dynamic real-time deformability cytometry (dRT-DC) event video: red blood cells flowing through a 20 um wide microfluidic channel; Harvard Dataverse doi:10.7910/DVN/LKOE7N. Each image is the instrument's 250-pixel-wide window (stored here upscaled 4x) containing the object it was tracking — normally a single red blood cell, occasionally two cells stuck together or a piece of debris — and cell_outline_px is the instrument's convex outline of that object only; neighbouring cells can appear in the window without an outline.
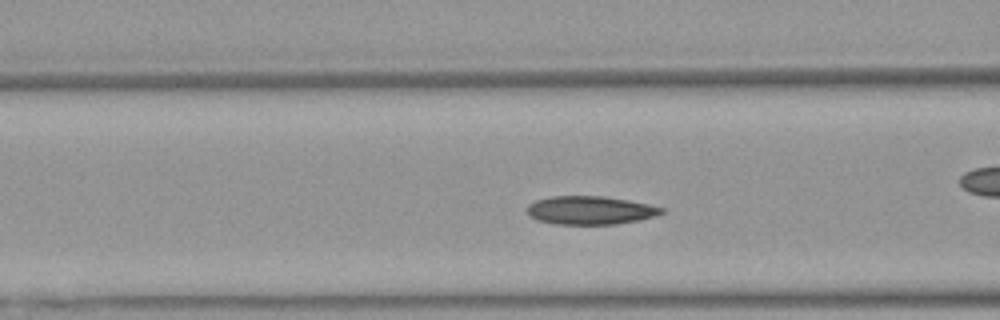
{"species": "Egyptian fruit bat (a non-hibernating species)", "species_latin": "Rousettus aegyptiacus", "temperature_condition": "warm", "stored_images_in_passage": 31, "camera_frame_rate_fps": 3000, "um_per_image_px": 0.085, "animal": {"sex": "female"}, "frame": {"image": 1, "passage_image": 5, "time_ms": 1.333, "image_size_px": [1000, 320], "cell_outline_px": [[664, 212], [640, 220], [616, 224], [556, 224], [536, 220], [528, 216], [528, 204], [536, 200], [552, 196], [604, 196], [628, 200], [648, 204], [664, 208]], "centroid_in_image_um": [50.14, 17.87], "position_along_channel_um": 116.5, "area_um2": 22.2}, "authors_computed_cell_mechanics": {"area_um2": 21.9062, "velocity_mm_per_s": 3.9212, "shape_relaxation_time_tau1_ms": 3.902, "shape_relaxation_time_tau2_ms": 6.0969, "deformation_change_tau1": 0.111, "deformation_change_tau2": 0.0829}}